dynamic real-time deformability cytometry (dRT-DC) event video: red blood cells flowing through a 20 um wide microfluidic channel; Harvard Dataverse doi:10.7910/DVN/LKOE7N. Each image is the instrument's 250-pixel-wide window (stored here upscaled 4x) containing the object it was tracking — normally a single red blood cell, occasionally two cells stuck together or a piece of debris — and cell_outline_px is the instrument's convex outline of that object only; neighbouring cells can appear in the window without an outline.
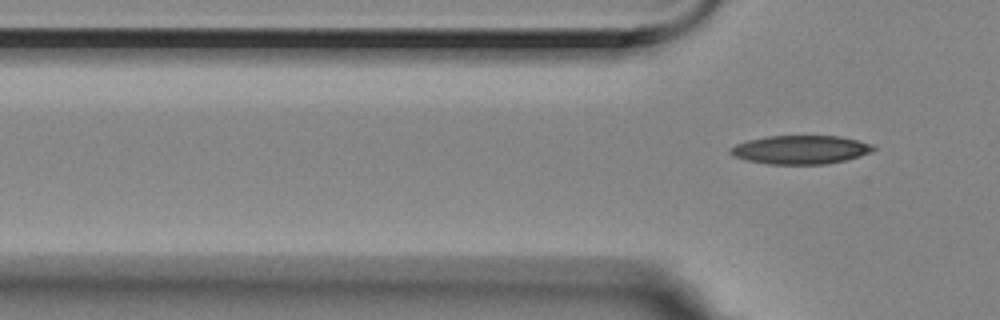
{"species": "Egyptian fruit bat (a non-hibernating species)", "species_latin": "Rousettus aegyptiacus", "temperature_condition": "room temperature", "stored_images_in_passage": 6, "camera_frame_rate_fps": 3000, "um_per_image_px": 0.085, "animal": {"sex": "female"}, "frame": {"image": 1, "passage_image": 6, "time_ms": 1.667, "image_size_px": [1000, 320], "cell_outline_px": [[876, 148], [872, 152], [860, 156], [844, 160], [824, 164], [768, 164], [748, 160], [732, 156], [728, 152], [728, 148], [736, 144], [748, 140], [768, 136], [840, 136], [872, 144]], "centroid_in_image_um": [68.02, 12.72], "position_along_channel_um": 57.8, "area_um2": 23.81}}